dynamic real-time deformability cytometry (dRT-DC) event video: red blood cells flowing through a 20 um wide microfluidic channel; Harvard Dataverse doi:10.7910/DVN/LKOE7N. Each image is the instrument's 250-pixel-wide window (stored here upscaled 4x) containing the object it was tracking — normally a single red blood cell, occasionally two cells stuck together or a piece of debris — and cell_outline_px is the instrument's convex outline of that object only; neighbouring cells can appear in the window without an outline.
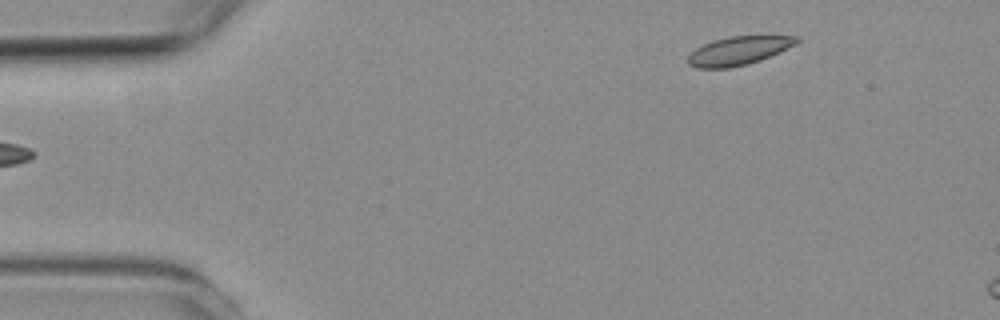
{"species": "common noctule bat (a hibernating species)", "species_latin": "Nyctalus noctula", "temperature_condition": "room temperature", "stored_images_in_passage": 2, "camera_frame_rate_fps": 3000, "um_per_image_px": 0.085, "animal": {"sex": "female", "body_mass_g": 19.3, "forearm_length_mm": 54.1}, "frame": {"image": 1, "passage_image": 2, "time_ms": 2.0, "image_size_px": [1000, 320], "cell_outline_px": [[800, 40], [796, 44], [760, 60], [748, 64], [728, 68], [696, 68], [688, 64], [688, 56], [696, 48], [712, 40], [728, 36], [800, 36]], "centroid_in_image_um": [62.77, 4.31], "position_along_channel_um": 22.2, "area_um2": 17.98}}